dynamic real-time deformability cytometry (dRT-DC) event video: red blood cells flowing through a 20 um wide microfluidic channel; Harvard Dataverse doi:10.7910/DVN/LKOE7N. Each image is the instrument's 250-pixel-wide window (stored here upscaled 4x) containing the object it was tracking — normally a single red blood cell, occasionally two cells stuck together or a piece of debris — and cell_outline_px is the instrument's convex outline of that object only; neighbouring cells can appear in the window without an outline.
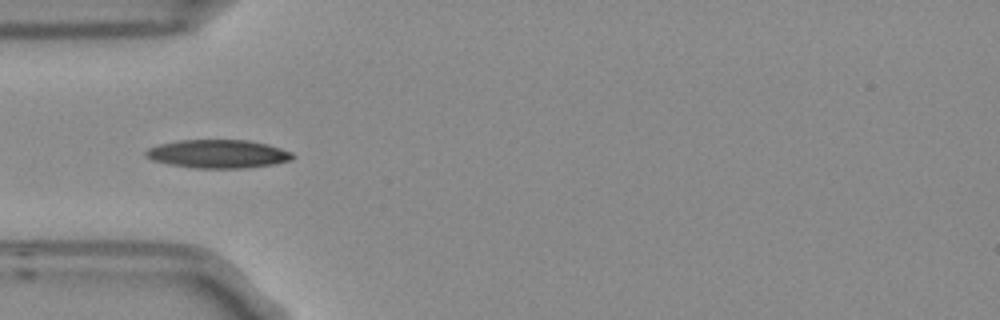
{"species": "Egyptian fruit bat (a non-hibernating species)", "species_latin": "Rousettus aegyptiacus", "temperature_condition": "room temperature", "stored_images_in_passage": 8, "camera_frame_rate_fps": 3000, "um_per_image_px": 0.085, "frame": {"image": 1, "passage_image": 5, "time_ms": 1.333, "image_size_px": [1000, 320], "cell_outline_px": [[296, 156], [292, 160], [272, 164], [244, 168], [196, 168], [168, 164], [152, 160], [144, 156], [144, 152], [148, 148], [160, 144], [180, 140], [248, 140], [268, 144], [292, 152]], "centroid_in_image_um": [18.53, 13.08], "position_along_channel_um": 66.5, "area_um2": 24.33}}